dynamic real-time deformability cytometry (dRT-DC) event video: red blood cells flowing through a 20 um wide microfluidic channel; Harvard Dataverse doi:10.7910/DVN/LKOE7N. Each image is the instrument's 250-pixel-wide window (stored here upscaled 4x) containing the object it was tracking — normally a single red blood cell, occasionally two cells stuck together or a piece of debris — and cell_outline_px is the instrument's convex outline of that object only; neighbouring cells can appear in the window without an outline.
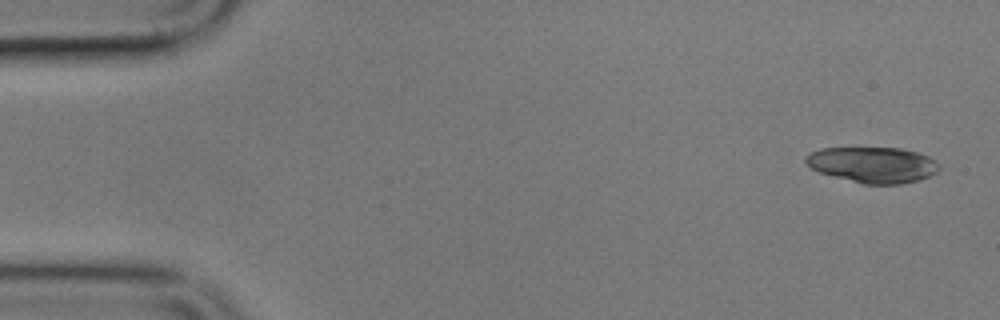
{"species": "common noctule bat (a hibernating species)", "species_latin": "Nyctalus noctula", "temperature_condition": "cold", "stored_images_in_passage": 5, "camera_frame_rate_fps": 3000, "um_per_image_px": 0.085, "animal": {"sex": "male", "body_mass_g": 17.9}, "frame": {"image": 1, "passage_image": 1, "time_ms": 0.0, "image_size_px": [1000, 320], "cell_outline_px": [[940, 168], [936, 172], [920, 180], [900, 184], [864, 184], [820, 172], [812, 168], [804, 160], [812, 152], [820, 148], [900, 148], [916, 152], [928, 156], [936, 160], [940, 164]], "centroid_in_image_um": [74.24, 14.0], "position_along_channel_um": 10.8, "area_um2": 27.57}}